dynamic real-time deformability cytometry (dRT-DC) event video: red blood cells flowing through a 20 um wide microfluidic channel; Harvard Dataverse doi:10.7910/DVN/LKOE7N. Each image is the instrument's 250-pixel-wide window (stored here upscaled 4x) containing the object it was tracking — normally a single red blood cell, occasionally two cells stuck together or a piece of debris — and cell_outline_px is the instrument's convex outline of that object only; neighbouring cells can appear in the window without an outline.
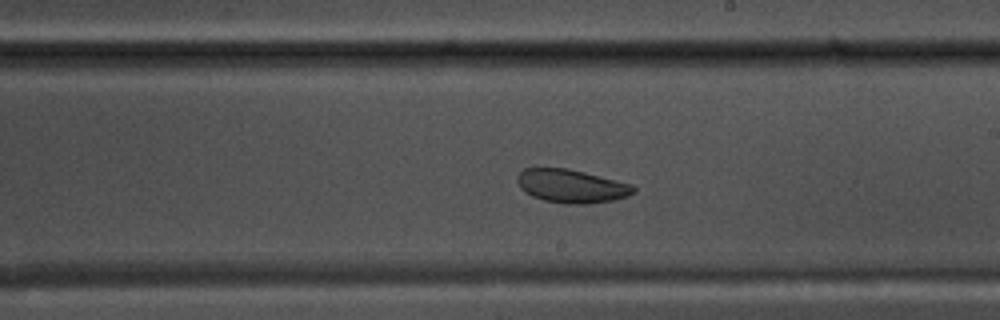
{"species": "common noctule bat (a hibernating species)", "species_latin": "Nyctalus noctula", "temperature_condition": "warm", "stored_images_in_passage": 46, "camera_frame_rate_fps": 3000, "um_per_image_px": 0.085, "animal": {"sex": "male", "body_mass_g": 17.5, "forearm_length_mm": 52.3}, "frame": {"image": 1, "passage_image": 23, "time_ms": 7.333, "image_size_px": [1000, 320], "cell_outline_px": [[636, 192], [628, 196], [612, 200], [592, 204], [564, 204], [544, 200], [532, 196], [524, 192], [520, 188], [516, 180], [516, 176], [524, 168], [568, 168], [632, 184], [636, 188]], "centroid_in_image_um": [48.56, 15.82], "position_along_channel_um": 240.4, "area_um2": 22.83}}
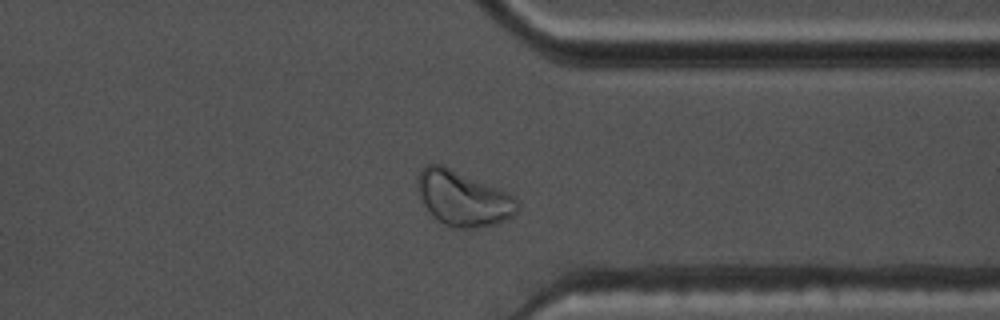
{"frame": {"image": 2, "passage_image": 34, "time_ms": 11.0, "image_size_px": [1000, 320], "cell_outline_px": [[520, 208], [512, 216], [504, 220], [492, 224], [476, 228], [452, 228], [436, 220], [432, 216], [424, 204], [416, 188], [416, 180], [420, 168], [424, 164], [444, 164], [508, 192], [520, 204]], "centroid_in_image_um": [39.32, 16.83], "position_along_channel_um": 372.1, "area_um2": 32.43}}
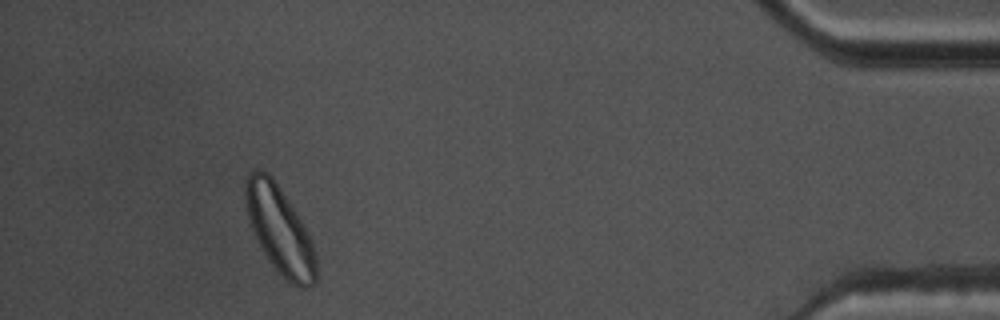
{"frame": {"image": 3, "passage_image": 42, "time_ms": 13.667, "image_size_px": [1000, 320], "cell_outline_px": [[316, 284], [304, 288], [300, 288], [292, 284], [268, 260], [248, 220], [244, 204], [244, 180], [248, 172], [256, 168], [268, 172], [272, 176], [304, 224], [312, 244], [316, 256]], "centroid_in_image_um": [23.75, 19.49], "position_along_channel_um": 411.5, "area_um2": 35.95}, "authors_computed_cell_mechanics": {"area_um2": 26.0678, "velocity_mm_per_s": 3.638, "shape_relaxation_time_tau1_ms": 4.9133, "shape_relaxation_time_tau2_ms": 1.6405, "deformation_change_tau1": 0.0947, "deformation_change_tau2": 0.0601}}